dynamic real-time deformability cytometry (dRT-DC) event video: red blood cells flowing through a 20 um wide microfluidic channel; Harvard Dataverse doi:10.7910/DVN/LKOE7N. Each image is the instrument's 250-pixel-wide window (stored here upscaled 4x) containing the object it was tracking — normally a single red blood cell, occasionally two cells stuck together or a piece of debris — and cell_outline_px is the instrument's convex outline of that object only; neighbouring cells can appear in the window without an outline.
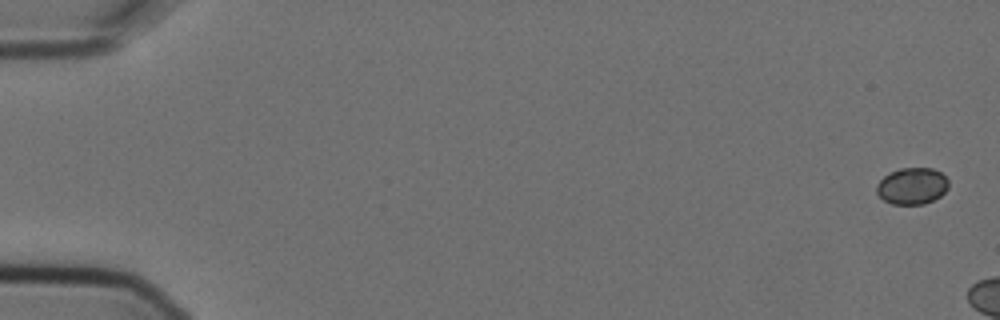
{"species": "Egyptian fruit bat (a non-hibernating species)", "species_latin": "Rousettus aegyptiacus", "temperature_condition": "cold", "stored_images_in_passage": 2, "camera_frame_rate_fps": 3000, "um_per_image_px": 0.085, "animal": {"sex": "female"}, "frame": {"image": 1, "passage_image": 1, "time_ms": 0.0, "image_size_px": [1000, 320], "cell_outline_px": [[948, 188], [940, 196], [924, 204], [892, 204], [884, 200], [876, 192], [876, 184], [884, 176], [900, 168], [932, 168], [940, 172], [948, 180]], "centroid_in_image_um": [77.52, 15.81], "position_along_channel_um": 7.5, "area_um2": 15.26}}